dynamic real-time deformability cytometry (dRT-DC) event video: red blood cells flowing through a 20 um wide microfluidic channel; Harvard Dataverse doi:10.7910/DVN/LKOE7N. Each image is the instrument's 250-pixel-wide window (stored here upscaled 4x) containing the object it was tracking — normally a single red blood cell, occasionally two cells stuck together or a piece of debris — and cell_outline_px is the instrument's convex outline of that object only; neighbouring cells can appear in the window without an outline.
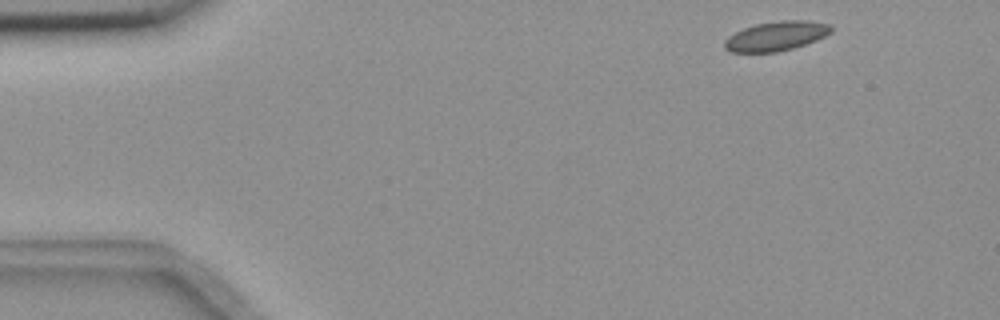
{"species": "common noctule bat (a hibernating species)", "species_latin": "Nyctalus noctula", "temperature_condition": "room temperature", "stored_images_in_passage": 51, "camera_frame_rate_fps": 3000, "um_per_image_px": 0.085, "animal": {"sex": "female", "body_mass_g": 18.4}, "frame": {"image": 1, "passage_image": 1, "time_ms": 0.0, "image_size_px": [1000, 320], "cell_outline_px": [[832, 32], [816, 40], [792, 48], [776, 52], [732, 52], [724, 48], [724, 40], [728, 36], [744, 28], [756, 24], [780, 20], [808, 20], [832, 24]], "centroid_in_image_um": [65.99, 3.05], "position_along_channel_um": 19.0, "area_um2": 18.26}}
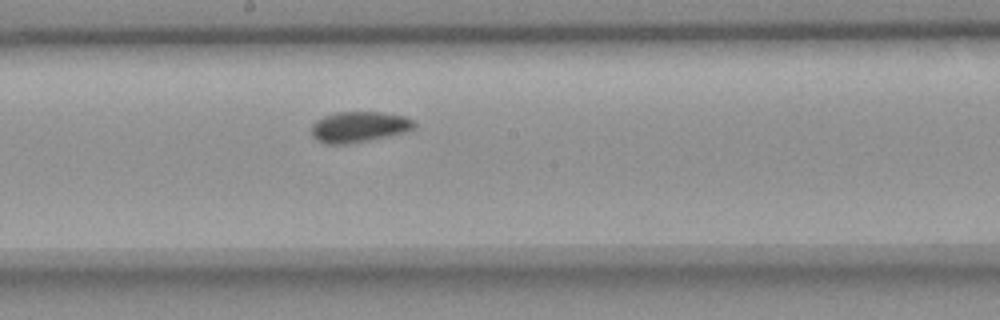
{"frame": {"image": 2, "passage_image": 25, "time_ms": 8.0, "image_size_px": [1000, 320], "cell_outline_px": [[416, 128], [408, 132], [368, 140], [344, 144], [328, 144], [316, 140], [312, 136], [312, 124], [316, 120], [324, 116], [336, 112], [384, 112], [404, 116], [416, 120]], "centroid_in_image_um": [30.56, 10.78], "position_along_channel_um": 217.6, "area_um2": 18.61}}
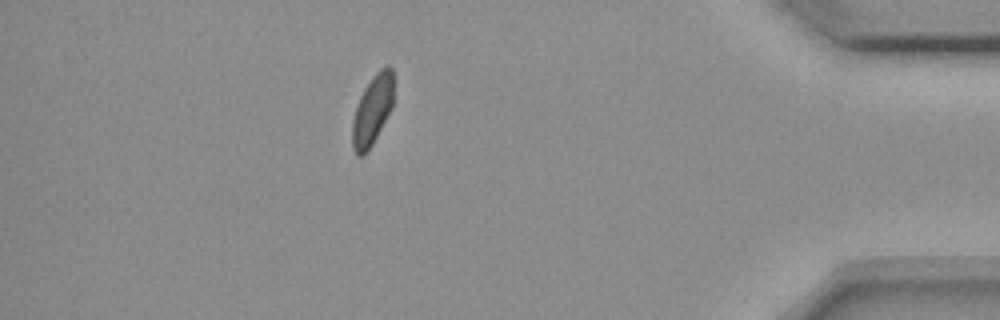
{"frame": {"image": 3, "passage_image": 44, "time_ms": 14.333, "image_size_px": [1000, 320], "cell_outline_px": [[396, 80], [392, 108], [372, 144], [364, 156], [356, 156], [352, 148], [352, 124], [356, 108], [360, 96], [364, 88], [372, 76], [380, 68], [388, 64], [392, 68]], "centroid_in_image_um": [31.69, 9.3], "position_along_channel_um": 403.5, "area_um2": 17.28}, "authors_computed_cell_mechanics": {"area_um2": 18.1492, "velocity_mm_per_s": 3.6341, "shape_relaxation_time_tau1_ms": 6.7023, "shape_relaxation_time_tau2_ms": 1.3656, "deformation_change_tau1": 0.0669, "deformation_change_tau2": 0.048}}